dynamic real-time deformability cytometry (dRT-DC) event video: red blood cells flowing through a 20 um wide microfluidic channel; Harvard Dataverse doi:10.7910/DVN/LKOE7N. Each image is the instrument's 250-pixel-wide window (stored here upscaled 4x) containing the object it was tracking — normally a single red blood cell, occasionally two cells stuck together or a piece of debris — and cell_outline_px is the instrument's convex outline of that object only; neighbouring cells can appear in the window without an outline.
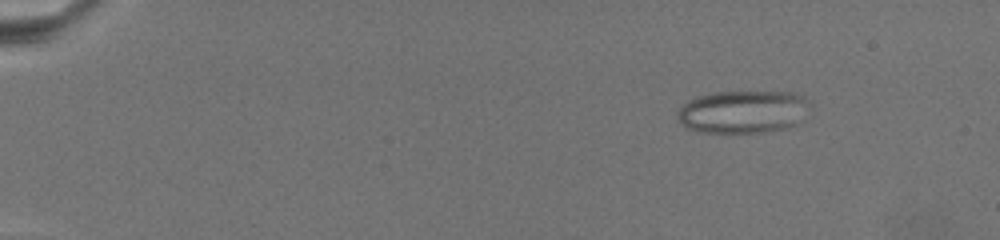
{"species": "common noctule bat (a hibernating species)", "species_latin": "Nyctalus noctula", "temperature_condition": "warm", "stored_images_in_passage": 33, "camera_frame_rate_fps": 3000, "um_per_image_px": 0.085, "animal": {"sex": "female", "body_mass_g": 19.5, "forearm_length_mm": 54.1}, "frame": {"image": 1, "passage_image": 1, "time_ms": 0.0, "image_size_px": [1000, 240], "cell_outline_px": [[804, 100], [796, 124], [784, 128], [760, 132], [700, 132], [684, 128], [680, 124], [676, 112], [688, 100], [700, 96], [716, 92], [788, 92], [800, 96]], "centroid_in_image_um": [62.96, 9.51], "position_along_channel_um": 22.0, "area_um2": 31.85}}
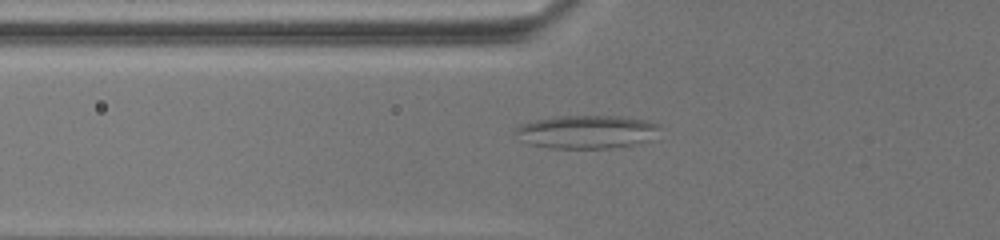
{"frame": {"image": 2, "passage_image": 30, "time_ms": 6.333, "image_size_px": [1000, 240], "cell_outline_px": [[660, 124], [648, 140], [632, 144], [608, 148], [548, 148], [532, 144], [512, 132], [520, 124], [536, 120], [556, 116], [616, 116], [640, 120]], "centroid_in_image_um": [49.78, 11.2], "position_along_channel_um": 76.0, "area_um2": 27.22}}
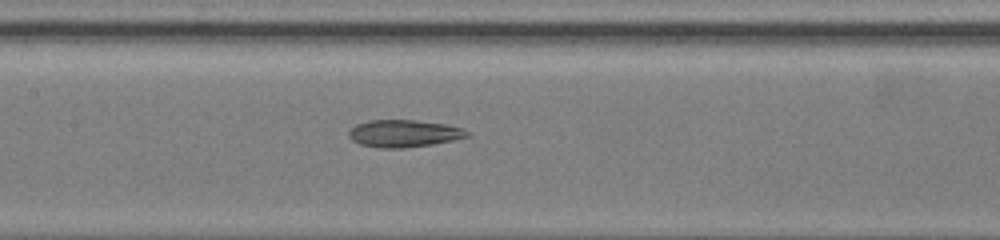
{"frame": {"image": 3, "passage_image": 33, "time_ms": 9.667, "image_size_px": [1000, 240], "cell_outline_px": [[472, 136], [432, 144], [404, 148], [380, 148], [360, 144], [352, 140], [348, 136], [348, 128], [356, 124], [372, 120], [412, 120], [444, 124], [460, 128], [468, 132]], "centroid_in_image_um": [34.28, 11.35], "position_along_channel_um": 173.1, "area_um2": 18.73}}